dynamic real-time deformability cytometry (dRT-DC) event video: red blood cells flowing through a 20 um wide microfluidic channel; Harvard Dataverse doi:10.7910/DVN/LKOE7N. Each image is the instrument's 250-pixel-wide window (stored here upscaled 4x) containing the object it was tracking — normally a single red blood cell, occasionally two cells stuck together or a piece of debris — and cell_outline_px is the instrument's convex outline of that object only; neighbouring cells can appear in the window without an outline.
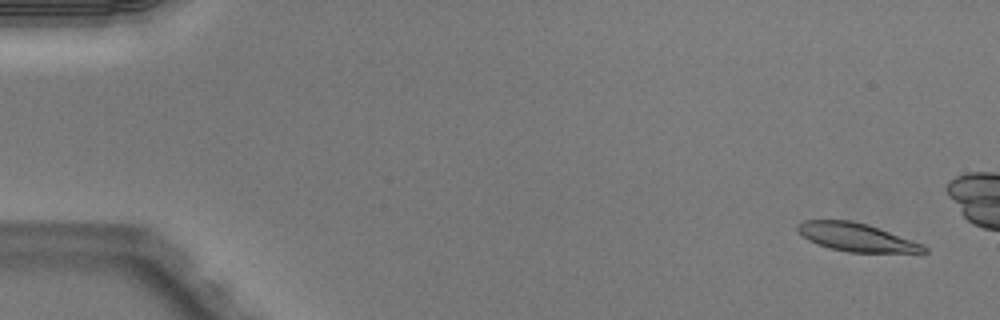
{"species": "Egyptian fruit bat (a non-hibernating species)", "species_latin": "Rousettus aegyptiacus", "temperature_condition": "warm", "stored_images_in_passage": 16, "camera_frame_rate_fps": 3000, "um_per_image_px": 0.085, "animal": {"sex": "male"}, "frame": {"image": 1, "passage_image": 3, "time_ms": 0.667, "image_size_px": [1000, 320], "cell_outline_px": [[928, 252], [848, 252], [816, 244], [808, 240], [796, 228], [796, 224], [804, 220], [852, 220], [868, 224], [924, 244], [928, 248]], "centroid_in_image_um": [72.8, 20.15], "position_along_channel_um": 12.2, "area_um2": 20.69}}